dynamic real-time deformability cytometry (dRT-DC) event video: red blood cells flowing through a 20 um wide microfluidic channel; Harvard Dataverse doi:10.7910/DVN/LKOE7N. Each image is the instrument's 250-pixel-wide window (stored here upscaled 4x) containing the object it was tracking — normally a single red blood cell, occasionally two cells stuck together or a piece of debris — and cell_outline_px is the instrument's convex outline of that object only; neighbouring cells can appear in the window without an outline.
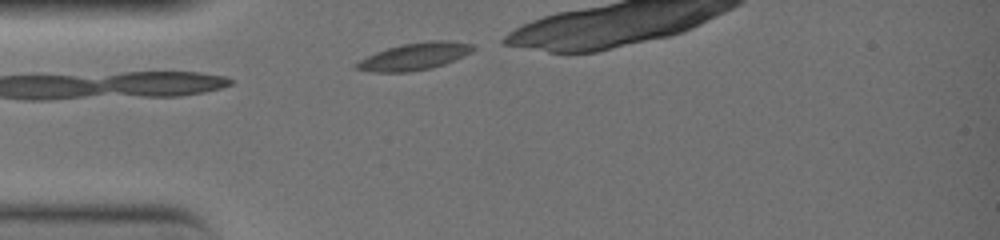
{"species": "common noctule bat (a hibernating species)", "species_latin": "Nyctalus noctula", "temperature_condition": "warm", "stored_images_in_passage": 13, "camera_frame_rate_fps": 3000, "um_per_image_px": 0.085, "animal": {"sex": "female", "body_mass_g": 19.0, "forearm_length_mm": 51.5}, "frame": {"image": 1, "passage_image": 13, "time_ms": 4.0, "image_size_px": [1000, 240], "cell_outline_px": [[476, 48], [472, 52], [444, 64], [432, 68], [408, 72], [368, 72], [352, 68], [352, 64], [376, 52], [388, 48], [404, 44], [432, 40], [448, 40], [476, 44]], "centroid_in_image_um": [35.23, 4.8], "position_along_channel_um": 49.8, "area_um2": 18.61}}